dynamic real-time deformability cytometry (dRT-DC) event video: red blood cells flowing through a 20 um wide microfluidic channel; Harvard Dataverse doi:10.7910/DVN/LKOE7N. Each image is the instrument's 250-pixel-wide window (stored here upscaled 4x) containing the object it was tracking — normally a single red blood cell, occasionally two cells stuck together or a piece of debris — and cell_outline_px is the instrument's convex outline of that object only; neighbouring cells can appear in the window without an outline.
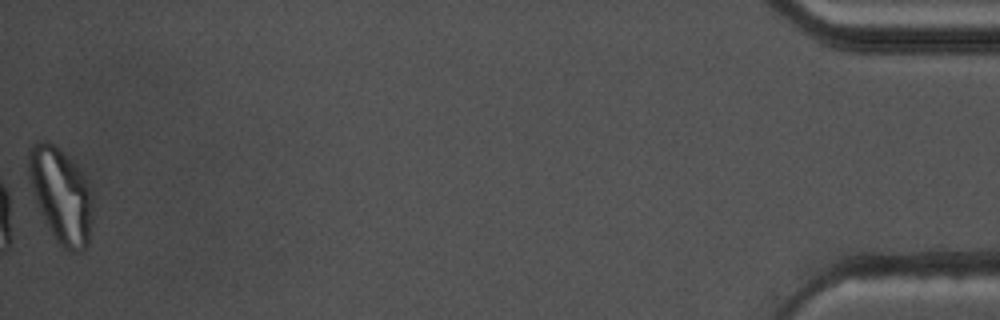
{"species": "common noctule bat (a hibernating species)", "species_latin": "Nyctalus noctula", "temperature_condition": "warm", "stored_images_in_passage": 56, "segment_of_instrument_passage": [2, 2], "camera_frame_rate_fps": 3000, "um_per_image_px": 0.085, "animal": {"sex": "male", "body_mass_g": 17.5, "forearm_length_mm": 52.3}, "frame": {"image": 1, "passage_image": 56, "time_ms": 18.333, "image_size_px": [1000, 320], "cell_outline_px": [[92, 224], [88, 244], [84, 252], [72, 252], [64, 248], [56, 240], [32, 200], [28, 180], [28, 148], [36, 140], [48, 140], [76, 164], [84, 172], [88, 180], [92, 196]], "centroid_in_image_um": [5.16, 16.58], "position_along_channel_um": 430.0, "area_um2": 36.53}}